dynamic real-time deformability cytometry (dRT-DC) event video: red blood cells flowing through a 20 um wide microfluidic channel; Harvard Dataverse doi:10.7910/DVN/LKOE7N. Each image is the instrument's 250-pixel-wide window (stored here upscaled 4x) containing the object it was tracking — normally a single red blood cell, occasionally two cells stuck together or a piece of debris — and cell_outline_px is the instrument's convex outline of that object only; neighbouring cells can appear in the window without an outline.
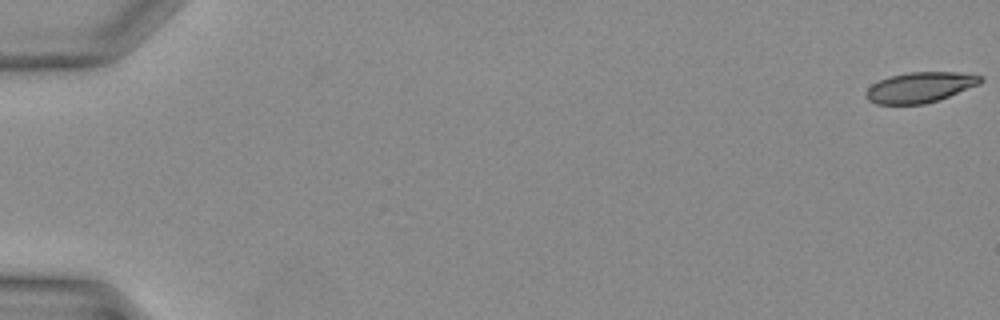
{"species": "Egyptian fruit bat (a non-hibernating species)", "species_latin": "Rousettus aegyptiacus", "temperature_condition": "warm", "stored_images_in_passage": 28, "camera_frame_rate_fps": 3000, "um_per_image_px": 0.085, "animal": {"sex": "female"}, "frame": {"image": 1, "passage_image": 1, "time_ms": 0.0, "image_size_px": [1000, 320], "cell_outline_px": [[984, 80], [980, 84], [940, 100], [924, 104], [876, 104], [868, 100], [864, 96], [868, 88], [872, 84], [880, 80], [892, 76], [908, 72], [956, 72], [984, 76]], "centroid_in_image_um": [78.23, 7.43], "position_along_channel_um": 6.8, "area_um2": 20.4}}
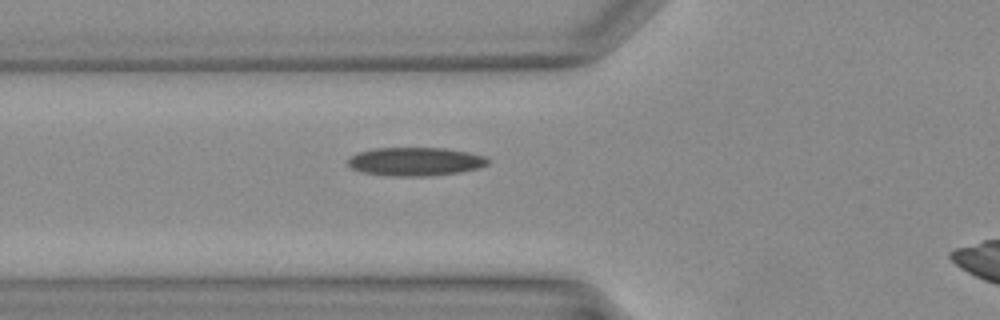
{"frame": {"image": 2, "passage_image": 16, "time_ms": 5.0, "image_size_px": [1000, 320], "cell_outline_px": [[488, 164], [480, 168], [460, 172], [428, 176], [392, 176], [364, 172], [352, 168], [348, 164], [348, 156], [360, 152], [376, 148], [444, 148], [484, 156], [488, 160]], "centroid_in_image_um": [35.29, 13.73], "position_along_channel_um": 90.5, "area_um2": 23.0}}
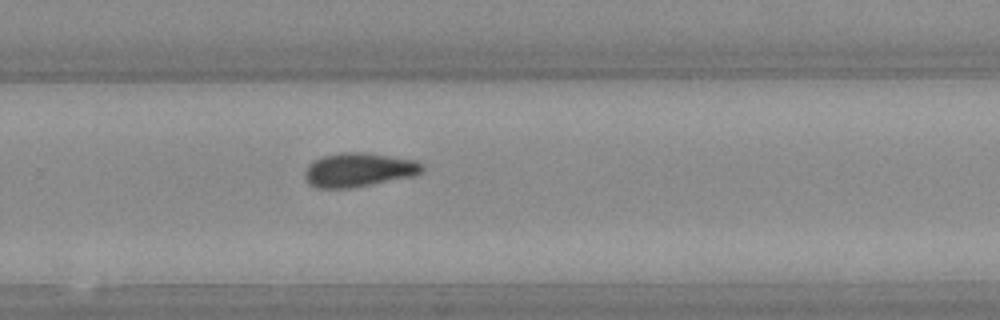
{"frame": {"image": 3, "passage_image": 28, "time_ms": 9.0, "image_size_px": [1000, 320], "cell_outline_px": [[424, 172], [416, 176], [348, 188], [316, 188], [308, 184], [304, 176], [304, 172], [308, 164], [320, 156], [340, 152], [360, 152], [416, 160], [424, 168]], "centroid_in_image_um": [30.46, 14.44], "position_along_channel_um": 299.3, "area_um2": 23.35}}